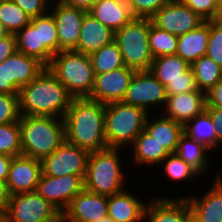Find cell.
<instances>
[{
	"instance_id": "bcb514c9",
	"label": "cell",
	"mask_w": 222,
	"mask_h": 222,
	"mask_svg": "<svg viewBox=\"0 0 222 222\" xmlns=\"http://www.w3.org/2000/svg\"><path fill=\"white\" fill-rule=\"evenodd\" d=\"M206 111L210 114L216 125L217 145H219V143L222 142V108L206 107Z\"/></svg>"
},
{
	"instance_id": "836d02e7",
	"label": "cell",
	"mask_w": 222,
	"mask_h": 222,
	"mask_svg": "<svg viewBox=\"0 0 222 222\" xmlns=\"http://www.w3.org/2000/svg\"><path fill=\"white\" fill-rule=\"evenodd\" d=\"M0 20L9 34H16L30 23L31 17L11 0H0Z\"/></svg>"
},
{
	"instance_id": "f907efd6",
	"label": "cell",
	"mask_w": 222,
	"mask_h": 222,
	"mask_svg": "<svg viewBox=\"0 0 222 222\" xmlns=\"http://www.w3.org/2000/svg\"><path fill=\"white\" fill-rule=\"evenodd\" d=\"M9 35V32L5 29L4 24L0 20V39L6 37Z\"/></svg>"
},
{
	"instance_id": "d590c367",
	"label": "cell",
	"mask_w": 222,
	"mask_h": 222,
	"mask_svg": "<svg viewBox=\"0 0 222 222\" xmlns=\"http://www.w3.org/2000/svg\"><path fill=\"white\" fill-rule=\"evenodd\" d=\"M40 45H45L54 55L59 53L57 26L52 13L39 16Z\"/></svg>"
},
{
	"instance_id": "5b68a950",
	"label": "cell",
	"mask_w": 222,
	"mask_h": 222,
	"mask_svg": "<svg viewBox=\"0 0 222 222\" xmlns=\"http://www.w3.org/2000/svg\"><path fill=\"white\" fill-rule=\"evenodd\" d=\"M120 148L107 147L89 154L84 189L105 196L120 193L124 189L119 159Z\"/></svg>"
},
{
	"instance_id": "f5cc1de1",
	"label": "cell",
	"mask_w": 222,
	"mask_h": 222,
	"mask_svg": "<svg viewBox=\"0 0 222 222\" xmlns=\"http://www.w3.org/2000/svg\"><path fill=\"white\" fill-rule=\"evenodd\" d=\"M216 6L221 10V15H222V0H214Z\"/></svg>"
},
{
	"instance_id": "ba28073f",
	"label": "cell",
	"mask_w": 222,
	"mask_h": 222,
	"mask_svg": "<svg viewBox=\"0 0 222 222\" xmlns=\"http://www.w3.org/2000/svg\"><path fill=\"white\" fill-rule=\"evenodd\" d=\"M0 222H62V213L37 191L11 195Z\"/></svg>"
},
{
	"instance_id": "3957f363",
	"label": "cell",
	"mask_w": 222,
	"mask_h": 222,
	"mask_svg": "<svg viewBox=\"0 0 222 222\" xmlns=\"http://www.w3.org/2000/svg\"><path fill=\"white\" fill-rule=\"evenodd\" d=\"M19 124L22 155L41 160L51 155L65 141L62 118L21 115Z\"/></svg>"
},
{
	"instance_id": "b9f144b4",
	"label": "cell",
	"mask_w": 222,
	"mask_h": 222,
	"mask_svg": "<svg viewBox=\"0 0 222 222\" xmlns=\"http://www.w3.org/2000/svg\"><path fill=\"white\" fill-rule=\"evenodd\" d=\"M197 82L192 67L187 70V79H177L170 81L165 86L167 96L182 94L186 92L198 91Z\"/></svg>"
},
{
	"instance_id": "1f68e13d",
	"label": "cell",
	"mask_w": 222,
	"mask_h": 222,
	"mask_svg": "<svg viewBox=\"0 0 222 222\" xmlns=\"http://www.w3.org/2000/svg\"><path fill=\"white\" fill-rule=\"evenodd\" d=\"M89 56L94 75L103 74L125 66L119 47L114 41Z\"/></svg>"
},
{
	"instance_id": "52a82bcc",
	"label": "cell",
	"mask_w": 222,
	"mask_h": 222,
	"mask_svg": "<svg viewBox=\"0 0 222 222\" xmlns=\"http://www.w3.org/2000/svg\"><path fill=\"white\" fill-rule=\"evenodd\" d=\"M149 18L133 17L115 31L114 42L119 47L126 67L148 71L154 59L149 45Z\"/></svg>"
},
{
	"instance_id": "816d5d0a",
	"label": "cell",
	"mask_w": 222,
	"mask_h": 222,
	"mask_svg": "<svg viewBox=\"0 0 222 222\" xmlns=\"http://www.w3.org/2000/svg\"><path fill=\"white\" fill-rule=\"evenodd\" d=\"M97 222H114L108 215L101 218L99 221Z\"/></svg>"
},
{
	"instance_id": "8d00e7d4",
	"label": "cell",
	"mask_w": 222,
	"mask_h": 222,
	"mask_svg": "<svg viewBox=\"0 0 222 222\" xmlns=\"http://www.w3.org/2000/svg\"><path fill=\"white\" fill-rule=\"evenodd\" d=\"M165 164V171L172 180L192 179L193 177L201 176L200 173L182 160L177 153H170L163 162Z\"/></svg>"
},
{
	"instance_id": "7bdbcfd3",
	"label": "cell",
	"mask_w": 222,
	"mask_h": 222,
	"mask_svg": "<svg viewBox=\"0 0 222 222\" xmlns=\"http://www.w3.org/2000/svg\"><path fill=\"white\" fill-rule=\"evenodd\" d=\"M16 3L31 18L46 14L49 0H11Z\"/></svg>"
},
{
	"instance_id": "74e56055",
	"label": "cell",
	"mask_w": 222,
	"mask_h": 222,
	"mask_svg": "<svg viewBox=\"0 0 222 222\" xmlns=\"http://www.w3.org/2000/svg\"><path fill=\"white\" fill-rule=\"evenodd\" d=\"M206 55L222 68V18L210 20Z\"/></svg>"
},
{
	"instance_id": "f546056e",
	"label": "cell",
	"mask_w": 222,
	"mask_h": 222,
	"mask_svg": "<svg viewBox=\"0 0 222 222\" xmlns=\"http://www.w3.org/2000/svg\"><path fill=\"white\" fill-rule=\"evenodd\" d=\"M216 129L210 114L205 110L184 126V133L211 150L217 146Z\"/></svg>"
},
{
	"instance_id": "603a6c76",
	"label": "cell",
	"mask_w": 222,
	"mask_h": 222,
	"mask_svg": "<svg viewBox=\"0 0 222 222\" xmlns=\"http://www.w3.org/2000/svg\"><path fill=\"white\" fill-rule=\"evenodd\" d=\"M17 51L36 58L47 67L53 58V53L45 46L40 45L39 16L31 18L22 30L15 34Z\"/></svg>"
},
{
	"instance_id": "6da1fadb",
	"label": "cell",
	"mask_w": 222,
	"mask_h": 222,
	"mask_svg": "<svg viewBox=\"0 0 222 222\" xmlns=\"http://www.w3.org/2000/svg\"><path fill=\"white\" fill-rule=\"evenodd\" d=\"M105 108L88 97L73 98L63 117L65 141L89 153L107 148Z\"/></svg>"
},
{
	"instance_id": "ffe728a7",
	"label": "cell",
	"mask_w": 222,
	"mask_h": 222,
	"mask_svg": "<svg viewBox=\"0 0 222 222\" xmlns=\"http://www.w3.org/2000/svg\"><path fill=\"white\" fill-rule=\"evenodd\" d=\"M144 218L149 222H191L192 215L186 198H155L147 202Z\"/></svg>"
},
{
	"instance_id": "8992f818",
	"label": "cell",
	"mask_w": 222,
	"mask_h": 222,
	"mask_svg": "<svg viewBox=\"0 0 222 222\" xmlns=\"http://www.w3.org/2000/svg\"><path fill=\"white\" fill-rule=\"evenodd\" d=\"M148 112L143 108L125 104L122 101L106 104L105 137L108 147L122 148L133 144L144 130Z\"/></svg>"
},
{
	"instance_id": "f35d334b",
	"label": "cell",
	"mask_w": 222,
	"mask_h": 222,
	"mask_svg": "<svg viewBox=\"0 0 222 222\" xmlns=\"http://www.w3.org/2000/svg\"><path fill=\"white\" fill-rule=\"evenodd\" d=\"M20 118L18 94L0 93V124L18 122Z\"/></svg>"
},
{
	"instance_id": "7dc6e473",
	"label": "cell",
	"mask_w": 222,
	"mask_h": 222,
	"mask_svg": "<svg viewBox=\"0 0 222 222\" xmlns=\"http://www.w3.org/2000/svg\"><path fill=\"white\" fill-rule=\"evenodd\" d=\"M58 1H60L65 5L79 8L88 12L98 0H58Z\"/></svg>"
},
{
	"instance_id": "e575fe53",
	"label": "cell",
	"mask_w": 222,
	"mask_h": 222,
	"mask_svg": "<svg viewBox=\"0 0 222 222\" xmlns=\"http://www.w3.org/2000/svg\"><path fill=\"white\" fill-rule=\"evenodd\" d=\"M0 154L11 157L22 154L21 128L19 121L0 124Z\"/></svg>"
},
{
	"instance_id": "30bf717a",
	"label": "cell",
	"mask_w": 222,
	"mask_h": 222,
	"mask_svg": "<svg viewBox=\"0 0 222 222\" xmlns=\"http://www.w3.org/2000/svg\"><path fill=\"white\" fill-rule=\"evenodd\" d=\"M89 152L64 141L51 155L40 160L42 174L52 177L76 175L85 178Z\"/></svg>"
},
{
	"instance_id": "d4e9b609",
	"label": "cell",
	"mask_w": 222,
	"mask_h": 222,
	"mask_svg": "<svg viewBox=\"0 0 222 222\" xmlns=\"http://www.w3.org/2000/svg\"><path fill=\"white\" fill-rule=\"evenodd\" d=\"M210 33V20L198 28L178 36L176 55L192 65L197 59L206 55Z\"/></svg>"
},
{
	"instance_id": "4dcf8cb0",
	"label": "cell",
	"mask_w": 222,
	"mask_h": 222,
	"mask_svg": "<svg viewBox=\"0 0 222 222\" xmlns=\"http://www.w3.org/2000/svg\"><path fill=\"white\" fill-rule=\"evenodd\" d=\"M197 86L208 92L222 79V68L207 55L200 57L191 65Z\"/></svg>"
},
{
	"instance_id": "f6af8a7d",
	"label": "cell",
	"mask_w": 222,
	"mask_h": 222,
	"mask_svg": "<svg viewBox=\"0 0 222 222\" xmlns=\"http://www.w3.org/2000/svg\"><path fill=\"white\" fill-rule=\"evenodd\" d=\"M206 95V107L222 108V79Z\"/></svg>"
},
{
	"instance_id": "277c9868",
	"label": "cell",
	"mask_w": 222,
	"mask_h": 222,
	"mask_svg": "<svg viewBox=\"0 0 222 222\" xmlns=\"http://www.w3.org/2000/svg\"><path fill=\"white\" fill-rule=\"evenodd\" d=\"M47 67L73 98L90 96L95 75L89 55L63 50L53 55Z\"/></svg>"
},
{
	"instance_id": "d6a6232c",
	"label": "cell",
	"mask_w": 222,
	"mask_h": 222,
	"mask_svg": "<svg viewBox=\"0 0 222 222\" xmlns=\"http://www.w3.org/2000/svg\"><path fill=\"white\" fill-rule=\"evenodd\" d=\"M149 45L153 58L176 55L178 36L155 26L149 19Z\"/></svg>"
},
{
	"instance_id": "4316f807",
	"label": "cell",
	"mask_w": 222,
	"mask_h": 222,
	"mask_svg": "<svg viewBox=\"0 0 222 222\" xmlns=\"http://www.w3.org/2000/svg\"><path fill=\"white\" fill-rule=\"evenodd\" d=\"M191 65L178 55L156 57L149 71L166 86L170 81L187 79V70Z\"/></svg>"
},
{
	"instance_id": "4fadbf2b",
	"label": "cell",
	"mask_w": 222,
	"mask_h": 222,
	"mask_svg": "<svg viewBox=\"0 0 222 222\" xmlns=\"http://www.w3.org/2000/svg\"><path fill=\"white\" fill-rule=\"evenodd\" d=\"M83 189L84 178L82 176L52 177L41 174L36 191L63 213L72 199Z\"/></svg>"
},
{
	"instance_id": "8fae6325",
	"label": "cell",
	"mask_w": 222,
	"mask_h": 222,
	"mask_svg": "<svg viewBox=\"0 0 222 222\" xmlns=\"http://www.w3.org/2000/svg\"><path fill=\"white\" fill-rule=\"evenodd\" d=\"M150 19L158 28L176 36L186 34L205 22L204 19L180 0H170Z\"/></svg>"
},
{
	"instance_id": "f1b7e54d",
	"label": "cell",
	"mask_w": 222,
	"mask_h": 222,
	"mask_svg": "<svg viewBox=\"0 0 222 222\" xmlns=\"http://www.w3.org/2000/svg\"><path fill=\"white\" fill-rule=\"evenodd\" d=\"M207 150H209V148L204 144L183 133L179 139L176 153L187 164L195 168L200 175H203V172L205 173L207 170V165H209L206 154Z\"/></svg>"
},
{
	"instance_id": "c3c4849f",
	"label": "cell",
	"mask_w": 222,
	"mask_h": 222,
	"mask_svg": "<svg viewBox=\"0 0 222 222\" xmlns=\"http://www.w3.org/2000/svg\"><path fill=\"white\" fill-rule=\"evenodd\" d=\"M10 197L7 182L0 179V214L7 208Z\"/></svg>"
},
{
	"instance_id": "cb8c5ba5",
	"label": "cell",
	"mask_w": 222,
	"mask_h": 222,
	"mask_svg": "<svg viewBox=\"0 0 222 222\" xmlns=\"http://www.w3.org/2000/svg\"><path fill=\"white\" fill-rule=\"evenodd\" d=\"M88 13L114 32L133 18L126 0H98Z\"/></svg>"
},
{
	"instance_id": "5bb4252c",
	"label": "cell",
	"mask_w": 222,
	"mask_h": 222,
	"mask_svg": "<svg viewBox=\"0 0 222 222\" xmlns=\"http://www.w3.org/2000/svg\"><path fill=\"white\" fill-rule=\"evenodd\" d=\"M135 70L126 66L103 74H96L94 87L88 98L108 104L123 100Z\"/></svg>"
},
{
	"instance_id": "60d3db41",
	"label": "cell",
	"mask_w": 222,
	"mask_h": 222,
	"mask_svg": "<svg viewBox=\"0 0 222 222\" xmlns=\"http://www.w3.org/2000/svg\"><path fill=\"white\" fill-rule=\"evenodd\" d=\"M205 21L221 19V10L214 0H180Z\"/></svg>"
},
{
	"instance_id": "484cf974",
	"label": "cell",
	"mask_w": 222,
	"mask_h": 222,
	"mask_svg": "<svg viewBox=\"0 0 222 222\" xmlns=\"http://www.w3.org/2000/svg\"><path fill=\"white\" fill-rule=\"evenodd\" d=\"M148 120L147 116L144 130L154 137L169 153H176L179 139L184 133V126L173 119L164 118V114L152 123H149Z\"/></svg>"
},
{
	"instance_id": "d6986e66",
	"label": "cell",
	"mask_w": 222,
	"mask_h": 222,
	"mask_svg": "<svg viewBox=\"0 0 222 222\" xmlns=\"http://www.w3.org/2000/svg\"><path fill=\"white\" fill-rule=\"evenodd\" d=\"M212 187L199 200L186 197L194 222H222V178H215Z\"/></svg>"
},
{
	"instance_id": "ac0fdd59",
	"label": "cell",
	"mask_w": 222,
	"mask_h": 222,
	"mask_svg": "<svg viewBox=\"0 0 222 222\" xmlns=\"http://www.w3.org/2000/svg\"><path fill=\"white\" fill-rule=\"evenodd\" d=\"M165 108L167 115L164 117L185 126L191 119L206 110V95L198 90L167 96Z\"/></svg>"
},
{
	"instance_id": "7402d4cb",
	"label": "cell",
	"mask_w": 222,
	"mask_h": 222,
	"mask_svg": "<svg viewBox=\"0 0 222 222\" xmlns=\"http://www.w3.org/2000/svg\"><path fill=\"white\" fill-rule=\"evenodd\" d=\"M134 195L126 192L107 196L108 216L114 222H140L144 220V212L147 203L141 202Z\"/></svg>"
},
{
	"instance_id": "e0dca14e",
	"label": "cell",
	"mask_w": 222,
	"mask_h": 222,
	"mask_svg": "<svg viewBox=\"0 0 222 222\" xmlns=\"http://www.w3.org/2000/svg\"><path fill=\"white\" fill-rule=\"evenodd\" d=\"M41 174L40 160L22 154L13 157L6 180L10 195L36 191Z\"/></svg>"
},
{
	"instance_id": "2e32d148",
	"label": "cell",
	"mask_w": 222,
	"mask_h": 222,
	"mask_svg": "<svg viewBox=\"0 0 222 222\" xmlns=\"http://www.w3.org/2000/svg\"><path fill=\"white\" fill-rule=\"evenodd\" d=\"M107 196L83 189L62 213V222H97L108 215Z\"/></svg>"
},
{
	"instance_id": "9a60e30c",
	"label": "cell",
	"mask_w": 222,
	"mask_h": 222,
	"mask_svg": "<svg viewBox=\"0 0 222 222\" xmlns=\"http://www.w3.org/2000/svg\"><path fill=\"white\" fill-rule=\"evenodd\" d=\"M50 9L54 17L59 38V52L63 50H74L77 47L83 18L87 11L71 7L56 1Z\"/></svg>"
},
{
	"instance_id": "44dd1931",
	"label": "cell",
	"mask_w": 222,
	"mask_h": 222,
	"mask_svg": "<svg viewBox=\"0 0 222 222\" xmlns=\"http://www.w3.org/2000/svg\"><path fill=\"white\" fill-rule=\"evenodd\" d=\"M114 34L112 29L87 12L83 18L77 47L74 50L90 55L113 42Z\"/></svg>"
},
{
	"instance_id": "ab89813d",
	"label": "cell",
	"mask_w": 222,
	"mask_h": 222,
	"mask_svg": "<svg viewBox=\"0 0 222 222\" xmlns=\"http://www.w3.org/2000/svg\"><path fill=\"white\" fill-rule=\"evenodd\" d=\"M170 0H126L133 17L151 18Z\"/></svg>"
},
{
	"instance_id": "681fc988",
	"label": "cell",
	"mask_w": 222,
	"mask_h": 222,
	"mask_svg": "<svg viewBox=\"0 0 222 222\" xmlns=\"http://www.w3.org/2000/svg\"><path fill=\"white\" fill-rule=\"evenodd\" d=\"M11 156L0 154V179L1 180H7L8 173H9V167L12 161Z\"/></svg>"
},
{
	"instance_id": "9c48e42d",
	"label": "cell",
	"mask_w": 222,
	"mask_h": 222,
	"mask_svg": "<svg viewBox=\"0 0 222 222\" xmlns=\"http://www.w3.org/2000/svg\"><path fill=\"white\" fill-rule=\"evenodd\" d=\"M44 67L36 58L15 52L0 64V93L18 94Z\"/></svg>"
},
{
	"instance_id": "ee69618b",
	"label": "cell",
	"mask_w": 222,
	"mask_h": 222,
	"mask_svg": "<svg viewBox=\"0 0 222 222\" xmlns=\"http://www.w3.org/2000/svg\"><path fill=\"white\" fill-rule=\"evenodd\" d=\"M15 52H17L15 34H9L0 39V64Z\"/></svg>"
},
{
	"instance_id": "7a4b0ae2",
	"label": "cell",
	"mask_w": 222,
	"mask_h": 222,
	"mask_svg": "<svg viewBox=\"0 0 222 222\" xmlns=\"http://www.w3.org/2000/svg\"><path fill=\"white\" fill-rule=\"evenodd\" d=\"M18 97L21 115L62 119L73 99L48 67H44L30 83L22 86Z\"/></svg>"
},
{
	"instance_id": "7c38bea8",
	"label": "cell",
	"mask_w": 222,
	"mask_h": 222,
	"mask_svg": "<svg viewBox=\"0 0 222 222\" xmlns=\"http://www.w3.org/2000/svg\"><path fill=\"white\" fill-rule=\"evenodd\" d=\"M166 99L165 86L148 70L135 72L122 102L148 112L153 104L165 106Z\"/></svg>"
},
{
	"instance_id": "83f0119b",
	"label": "cell",
	"mask_w": 222,
	"mask_h": 222,
	"mask_svg": "<svg viewBox=\"0 0 222 222\" xmlns=\"http://www.w3.org/2000/svg\"><path fill=\"white\" fill-rule=\"evenodd\" d=\"M134 147V160L140 165L161 164L170 154L154 137L143 130L132 144Z\"/></svg>"
}]
</instances>
